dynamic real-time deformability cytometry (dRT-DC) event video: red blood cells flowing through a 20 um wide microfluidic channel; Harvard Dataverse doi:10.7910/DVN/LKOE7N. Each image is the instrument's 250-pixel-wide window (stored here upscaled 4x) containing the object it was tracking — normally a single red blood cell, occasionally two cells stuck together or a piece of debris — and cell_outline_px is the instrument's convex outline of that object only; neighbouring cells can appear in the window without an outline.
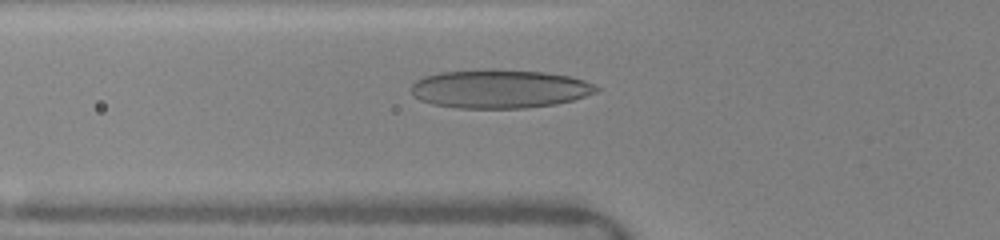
{"species": "human", "species_latin": "Homo sapiens", "temperature_condition": "warm", "stored_images_in_passage": 3, "camera_frame_rate_fps": 3000, "um_per_image_px": 0.085, "donor": {"sex": "female"}, "frame": {"image": 1, "passage_image": 2, "time_ms": 0.333, "image_size_px": [1000, 240], "cell_outline_px": [[600, 88], [596, 92], [572, 100], [556, 104], [524, 108], [456, 108], [432, 104], [420, 100], [408, 88], [416, 80], [424, 76], [440, 72], [492, 68], [544, 72], [568, 76], [584, 80]], "centroid_in_image_um": [42.42, 7.54], "position_along_channel_um": 83.4, "area_um2": 41.91}}